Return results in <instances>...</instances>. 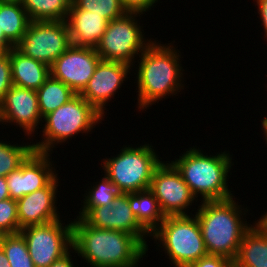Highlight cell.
Wrapping results in <instances>:
<instances>
[{"label":"cell","instance_id":"1","mask_svg":"<svg viewBox=\"0 0 267 267\" xmlns=\"http://www.w3.org/2000/svg\"><path fill=\"white\" fill-rule=\"evenodd\" d=\"M72 243L71 253L90 267H138L149 250L129 233L92 227L78 217L72 219Z\"/></svg>","mask_w":267,"mask_h":267},{"label":"cell","instance_id":"2","mask_svg":"<svg viewBox=\"0 0 267 267\" xmlns=\"http://www.w3.org/2000/svg\"><path fill=\"white\" fill-rule=\"evenodd\" d=\"M155 40L140 54L136 63L135 83L139 110L179 94L185 87L181 52L174 44ZM160 42V43H159ZM140 60V61H139ZM172 95V96H171ZM168 96V97H167Z\"/></svg>","mask_w":267,"mask_h":267},{"label":"cell","instance_id":"3","mask_svg":"<svg viewBox=\"0 0 267 267\" xmlns=\"http://www.w3.org/2000/svg\"><path fill=\"white\" fill-rule=\"evenodd\" d=\"M235 199L202 201L194 212L208 255L234 261L245 232L252 226L245 218L249 209L238 205Z\"/></svg>","mask_w":267,"mask_h":267},{"label":"cell","instance_id":"4","mask_svg":"<svg viewBox=\"0 0 267 267\" xmlns=\"http://www.w3.org/2000/svg\"><path fill=\"white\" fill-rule=\"evenodd\" d=\"M186 150L171 163L181 173L197 200L222 201L233 198L234 195L228 187V173L231 175L234 165L229 150L216 155H207L197 146Z\"/></svg>","mask_w":267,"mask_h":267},{"label":"cell","instance_id":"5","mask_svg":"<svg viewBox=\"0 0 267 267\" xmlns=\"http://www.w3.org/2000/svg\"><path fill=\"white\" fill-rule=\"evenodd\" d=\"M100 114L80 94L43 117L42 135L39 142L34 141V151L51 153L58 144H65L78 134L93 132L96 125L104 121ZM77 134V135H76ZM36 142V143H35Z\"/></svg>","mask_w":267,"mask_h":267},{"label":"cell","instance_id":"6","mask_svg":"<svg viewBox=\"0 0 267 267\" xmlns=\"http://www.w3.org/2000/svg\"><path fill=\"white\" fill-rule=\"evenodd\" d=\"M156 151L149 143L123 145L119 154L103 158L100 165L121 193L138 192L150 188L154 171L162 162Z\"/></svg>","mask_w":267,"mask_h":267},{"label":"cell","instance_id":"7","mask_svg":"<svg viewBox=\"0 0 267 267\" xmlns=\"http://www.w3.org/2000/svg\"><path fill=\"white\" fill-rule=\"evenodd\" d=\"M151 239L174 267H187L208 255L197 217L190 215L165 216ZM158 241V242H157Z\"/></svg>","mask_w":267,"mask_h":267},{"label":"cell","instance_id":"8","mask_svg":"<svg viewBox=\"0 0 267 267\" xmlns=\"http://www.w3.org/2000/svg\"><path fill=\"white\" fill-rule=\"evenodd\" d=\"M142 16L137 13H126L120 18L108 22L107 28L95 48L101 60L123 62L132 67L135 65V59L154 41L153 38L146 39L145 37L143 26L140 25L139 20Z\"/></svg>","mask_w":267,"mask_h":267},{"label":"cell","instance_id":"9","mask_svg":"<svg viewBox=\"0 0 267 267\" xmlns=\"http://www.w3.org/2000/svg\"><path fill=\"white\" fill-rule=\"evenodd\" d=\"M70 221L65 224L59 219L42 225L27 226L20 230L35 267H49L71 252L73 243L72 220Z\"/></svg>","mask_w":267,"mask_h":267},{"label":"cell","instance_id":"10","mask_svg":"<svg viewBox=\"0 0 267 267\" xmlns=\"http://www.w3.org/2000/svg\"><path fill=\"white\" fill-rule=\"evenodd\" d=\"M71 45L66 21H30L15 47L24 55L51 66Z\"/></svg>","mask_w":267,"mask_h":267},{"label":"cell","instance_id":"11","mask_svg":"<svg viewBox=\"0 0 267 267\" xmlns=\"http://www.w3.org/2000/svg\"><path fill=\"white\" fill-rule=\"evenodd\" d=\"M149 189L164 216L190 215L189 206L198 201L181 173L169 160L162 161L155 169Z\"/></svg>","mask_w":267,"mask_h":267},{"label":"cell","instance_id":"12","mask_svg":"<svg viewBox=\"0 0 267 267\" xmlns=\"http://www.w3.org/2000/svg\"><path fill=\"white\" fill-rule=\"evenodd\" d=\"M1 123L4 126L15 124L27 135L28 140L33 136L35 138L34 134L38 135L36 131L43 123L37 91L13 85L0 102Z\"/></svg>","mask_w":267,"mask_h":267},{"label":"cell","instance_id":"13","mask_svg":"<svg viewBox=\"0 0 267 267\" xmlns=\"http://www.w3.org/2000/svg\"><path fill=\"white\" fill-rule=\"evenodd\" d=\"M131 68L123 62L100 60L93 76L79 94L105 117V106L116 96L124 81L130 78V71H134Z\"/></svg>","mask_w":267,"mask_h":267},{"label":"cell","instance_id":"14","mask_svg":"<svg viewBox=\"0 0 267 267\" xmlns=\"http://www.w3.org/2000/svg\"><path fill=\"white\" fill-rule=\"evenodd\" d=\"M100 60L96 49L71 45L53 62L50 73L79 94L93 76Z\"/></svg>","mask_w":267,"mask_h":267},{"label":"cell","instance_id":"15","mask_svg":"<svg viewBox=\"0 0 267 267\" xmlns=\"http://www.w3.org/2000/svg\"><path fill=\"white\" fill-rule=\"evenodd\" d=\"M50 157L51 153L33 151L19 168L6 176L10 198L17 201L46 187L58 175Z\"/></svg>","mask_w":267,"mask_h":267},{"label":"cell","instance_id":"16","mask_svg":"<svg viewBox=\"0 0 267 267\" xmlns=\"http://www.w3.org/2000/svg\"><path fill=\"white\" fill-rule=\"evenodd\" d=\"M92 227L116 230L136 237L147 249V237L151 235L139 224L129 206L128 193H120L111 206L92 208L83 218Z\"/></svg>","mask_w":267,"mask_h":267},{"label":"cell","instance_id":"17","mask_svg":"<svg viewBox=\"0 0 267 267\" xmlns=\"http://www.w3.org/2000/svg\"><path fill=\"white\" fill-rule=\"evenodd\" d=\"M59 176L46 187L38 189L17 200L20 230L31 225H42L61 219L57 207Z\"/></svg>","mask_w":267,"mask_h":267},{"label":"cell","instance_id":"18","mask_svg":"<svg viewBox=\"0 0 267 267\" xmlns=\"http://www.w3.org/2000/svg\"><path fill=\"white\" fill-rule=\"evenodd\" d=\"M66 22L72 45L95 49L109 21L90 11L77 9L71 5Z\"/></svg>","mask_w":267,"mask_h":267},{"label":"cell","instance_id":"19","mask_svg":"<svg viewBox=\"0 0 267 267\" xmlns=\"http://www.w3.org/2000/svg\"><path fill=\"white\" fill-rule=\"evenodd\" d=\"M9 57L15 86L37 91L51 76L50 66L24 55L16 47L9 49Z\"/></svg>","mask_w":267,"mask_h":267},{"label":"cell","instance_id":"20","mask_svg":"<svg viewBox=\"0 0 267 267\" xmlns=\"http://www.w3.org/2000/svg\"><path fill=\"white\" fill-rule=\"evenodd\" d=\"M234 267H267V235L252 225L244 234Z\"/></svg>","mask_w":267,"mask_h":267},{"label":"cell","instance_id":"21","mask_svg":"<svg viewBox=\"0 0 267 267\" xmlns=\"http://www.w3.org/2000/svg\"><path fill=\"white\" fill-rule=\"evenodd\" d=\"M129 206L139 224L151 235L165 216L150 189L128 193Z\"/></svg>","mask_w":267,"mask_h":267},{"label":"cell","instance_id":"22","mask_svg":"<svg viewBox=\"0 0 267 267\" xmlns=\"http://www.w3.org/2000/svg\"><path fill=\"white\" fill-rule=\"evenodd\" d=\"M29 22L21 2L0 3V31L14 47L26 33Z\"/></svg>","mask_w":267,"mask_h":267},{"label":"cell","instance_id":"23","mask_svg":"<svg viewBox=\"0 0 267 267\" xmlns=\"http://www.w3.org/2000/svg\"><path fill=\"white\" fill-rule=\"evenodd\" d=\"M30 21H66L72 0H21Z\"/></svg>","mask_w":267,"mask_h":267},{"label":"cell","instance_id":"24","mask_svg":"<svg viewBox=\"0 0 267 267\" xmlns=\"http://www.w3.org/2000/svg\"><path fill=\"white\" fill-rule=\"evenodd\" d=\"M37 94L42 117L56 110L76 95L69 86L52 76L37 90Z\"/></svg>","mask_w":267,"mask_h":267},{"label":"cell","instance_id":"25","mask_svg":"<svg viewBox=\"0 0 267 267\" xmlns=\"http://www.w3.org/2000/svg\"><path fill=\"white\" fill-rule=\"evenodd\" d=\"M93 186L90 183L87 190L83 194V200H81V208L78 218H83L92 208L101 206H111L113 200L121 192L117 188V185L113 183L106 175H104L100 181L93 182ZM83 203V204H82Z\"/></svg>","mask_w":267,"mask_h":267},{"label":"cell","instance_id":"26","mask_svg":"<svg viewBox=\"0 0 267 267\" xmlns=\"http://www.w3.org/2000/svg\"><path fill=\"white\" fill-rule=\"evenodd\" d=\"M32 142L12 144V142L0 141V176L6 177L12 171L20 167L27 157L34 151ZM4 141V142H3Z\"/></svg>","mask_w":267,"mask_h":267},{"label":"cell","instance_id":"27","mask_svg":"<svg viewBox=\"0 0 267 267\" xmlns=\"http://www.w3.org/2000/svg\"><path fill=\"white\" fill-rule=\"evenodd\" d=\"M3 249L11 267H35L28 251L26 240L19 233L0 236Z\"/></svg>","mask_w":267,"mask_h":267},{"label":"cell","instance_id":"28","mask_svg":"<svg viewBox=\"0 0 267 267\" xmlns=\"http://www.w3.org/2000/svg\"><path fill=\"white\" fill-rule=\"evenodd\" d=\"M72 5L77 9L87 10L99 15L109 22L127 13L121 0H72Z\"/></svg>","mask_w":267,"mask_h":267},{"label":"cell","instance_id":"29","mask_svg":"<svg viewBox=\"0 0 267 267\" xmlns=\"http://www.w3.org/2000/svg\"><path fill=\"white\" fill-rule=\"evenodd\" d=\"M19 232L17 201L12 198L0 201V236Z\"/></svg>","mask_w":267,"mask_h":267},{"label":"cell","instance_id":"30","mask_svg":"<svg viewBox=\"0 0 267 267\" xmlns=\"http://www.w3.org/2000/svg\"><path fill=\"white\" fill-rule=\"evenodd\" d=\"M12 86L11 61L8 51L6 56L0 58V102Z\"/></svg>","mask_w":267,"mask_h":267},{"label":"cell","instance_id":"31","mask_svg":"<svg viewBox=\"0 0 267 267\" xmlns=\"http://www.w3.org/2000/svg\"><path fill=\"white\" fill-rule=\"evenodd\" d=\"M187 267H234L233 261L219 255H206Z\"/></svg>","mask_w":267,"mask_h":267},{"label":"cell","instance_id":"32","mask_svg":"<svg viewBox=\"0 0 267 267\" xmlns=\"http://www.w3.org/2000/svg\"><path fill=\"white\" fill-rule=\"evenodd\" d=\"M160 0H121L123 8L127 13L145 14L154 8ZM155 4V5H154Z\"/></svg>","mask_w":267,"mask_h":267},{"label":"cell","instance_id":"33","mask_svg":"<svg viewBox=\"0 0 267 267\" xmlns=\"http://www.w3.org/2000/svg\"><path fill=\"white\" fill-rule=\"evenodd\" d=\"M256 2V3H255ZM254 3L257 6L259 19L261 21V26L264 30V36L267 41V0H254Z\"/></svg>","mask_w":267,"mask_h":267},{"label":"cell","instance_id":"34","mask_svg":"<svg viewBox=\"0 0 267 267\" xmlns=\"http://www.w3.org/2000/svg\"><path fill=\"white\" fill-rule=\"evenodd\" d=\"M72 254L69 252L60 260L53 262L49 267H75Z\"/></svg>","mask_w":267,"mask_h":267},{"label":"cell","instance_id":"35","mask_svg":"<svg viewBox=\"0 0 267 267\" xmlns=\"http://www.w3.org/2000/svg\"><path fill=\"white\" fill-rule=\"evenodd\" d=\"M255 222V223H254ZM252 224L263 234L267 235V211L260 216L259 220L257 219Z\"/></svg>","mask_w":267,"mask_h":267},{"label":"cell","instance_id":"36","mask_svg":"<svg viewBox=\"0 0 267 267\" xmlns=\"http://www.w3.org/2000/svg\"><path fill=\"white\" fill-rule=\"evenodd\" d=\"M10 198L6 177L0 176V201Z\"/></svg>","mask_w":267,"mask_h":267},{"label":"cell","instance_id":"37","mask_svg":"<svg viewBox=\"0 0 267 267\" xmlns=\"http://www.w3.org/2000/svg\"><path fill=\"white\" fill-rule=\"evenodd\" d=\"M0 267H11L8 263V259L3 251V249L0 247Z\"/></svg>","mask_w":267,"mask_h":267},{"label":"cell","instance_id":"38","mask_svg":"<svg viewBox=\"0 0 267 267\" xmlns=\"http://www.w3.org/2000/svg\"><path fill=\"white\" fill-rule=\"evenodd\" d=\"M261 125H262V131H263V135L265 138L264 140L266 141V144H267V117H263V119L261 120Z\"/></svg>","mask_w":267,"mask_h":267},{"label":"cell","instance_id":"39","mask_svg":"<svg viewBox=\"0 0 267 267\" xmlns=\"http://www.w3.org/2000/svg\"><path fill=\"white\" fill-rule=\"evenodd\" d=\"M0 41L8 48L14 47L5 37L3 31H0Z\"/></svg>","mask_w":267,"mask_h":267},{"label":"cell","instance_id":"40","mask_svg":"<svg viewBox=\"0 0 267 267\" xmlns=\"http://www.w3.org/2000/svg\"><path fill=\"white\" fill-rule=\"evenodd\" d=\"M9 49L0 41V58L8 54Z\"/></svg>","mask_w":267,"mask_h":267},{"label":"cell","instance_id":"41","mask_svg":"<svg viewBox=\"0 0 267 267\" xmlns=\"http://www.w3.org/2000/svg\"><path fill=\"white\" fill-rule=\"evenodd\" d=\"M21 2V0H0V3Z\"/></svg>","mask_w":267,"mask_h":267}]
</instances>
